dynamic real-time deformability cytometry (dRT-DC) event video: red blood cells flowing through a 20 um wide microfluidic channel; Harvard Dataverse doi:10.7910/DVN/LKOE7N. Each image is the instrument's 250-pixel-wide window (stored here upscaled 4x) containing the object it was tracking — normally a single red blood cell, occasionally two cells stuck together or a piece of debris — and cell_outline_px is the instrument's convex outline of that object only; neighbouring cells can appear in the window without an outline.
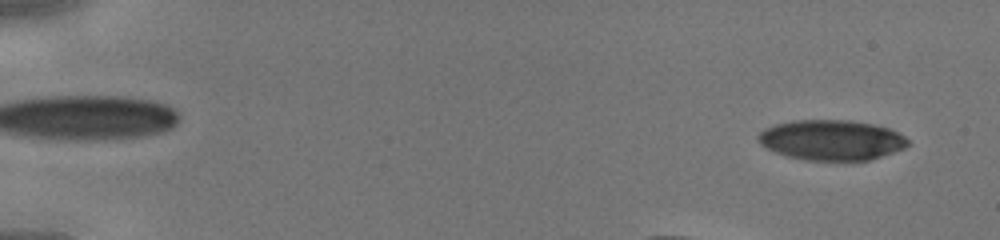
{"species": "human", "species_latin": "Homo sapiens", "temperature_condition": "cold", "stored_images_in_passage": 35, "camera_frame_rate_fps": 3000, "um_per_image_px": 0.085, "donor": {"sex": "male"}, "frame": {"image": 1, "passage_image": 2, "time_ms": 0.333, "image_size_px": [1000, 240], "cell_outline_px": [[908, 144], [904, 148], [868, 160], [804, 160], [788, 156], [776, 152], [760, 144], [756, 140], [756, 136], [764, 128], [776, 124], [792, 120], [848, 120], [872, 124], [888, 128], [904, 136], [908, 140]], "centroid_in_image_um": [70.63, 11.89], "position_along_channel_um": 14.4, "area_um2": 34.91}}
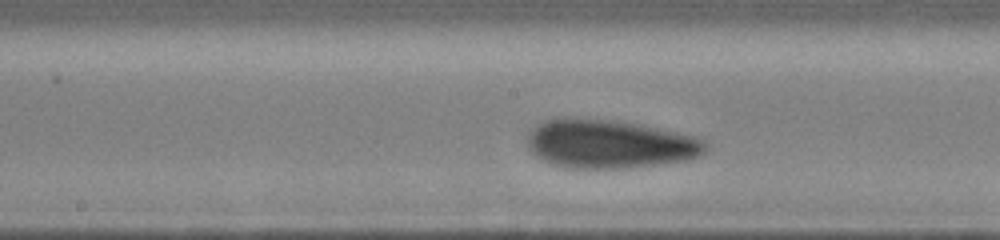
{"frame": {"image": 2, "passage_image": 21, "time_ms": 6.667, "image_size_px": [1000, 240], "cell_outline_px": [[708, 148], [700, 156], [688, 160], [628, 168], [564, 168], [552, 164], [536, 156], [528, 148], [528, 132], [532, 128], [544, 120], [564, 116], [576, 116], [616, 120], [640, 124], [696, 136], [704, 140], [708, 144]], "centroid_in_image_um": [51.8, 12.21], "position_along_channel_um": 196.4, "area_um2": 51.38}}
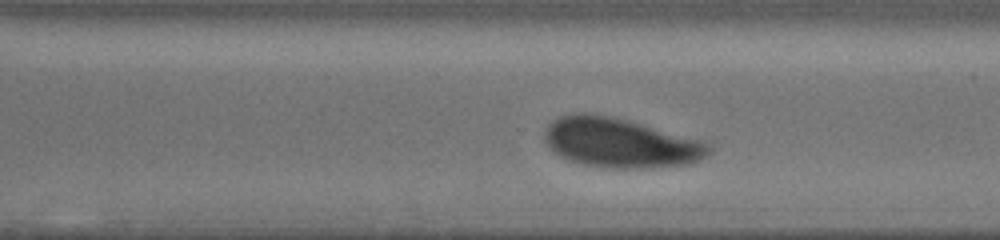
{"frame": {"image": 3, "passage_image": 29, "time_ms": 9.333, "image_size_px": [1000, 240], "cell_outline_px": [[712, 152], [708, 156], [700, 160], [688, 164], [652, 168], [608, 168], [580, 164], [568, 160], [552, 152], [548, 148], [544, 140], [544, 128], [552, 120], [560, 116], [572, 112], [584, 112], [612, 116], [704, 140], [708, 144]], "centroid_in_image_um": [52.69, 12.14], "position_along_channel_um": 317.9, "area_um2": 48.26}}